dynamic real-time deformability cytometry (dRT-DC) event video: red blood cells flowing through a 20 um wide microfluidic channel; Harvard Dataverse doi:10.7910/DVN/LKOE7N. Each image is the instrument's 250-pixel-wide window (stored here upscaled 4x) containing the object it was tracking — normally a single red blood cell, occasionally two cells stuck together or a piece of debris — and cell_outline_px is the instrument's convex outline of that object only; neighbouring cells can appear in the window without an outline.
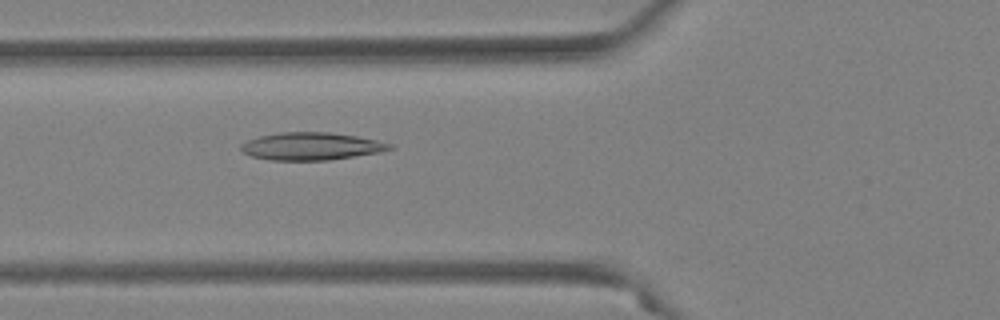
{"species": "Egyptian fruit bat (a non-hibernating species)", "species_latin": "Rousettus aegyptiacus", "temperature_condition": "warm", "stored_images_in_passage": 54, "camera_frame_rate_fps": 3000, "um_per_image_px": 0.085, "animal": {"sex": "female"}, "frame": {"image": 1, "passage_image": 21, "time_ms": 6.667, "image_size_px": [1000, 320], "cell_outline_px": [[396, 148], [380, 152], [328, 160], [268, 160], [252, 156], [244, 152], [240, 148], [240, 144], [248, 140], [260, 136], [280, 132], [328, 132], [356, 136], [376, 140], [392, 144]], "centroid_in_image_um": [26.46, 12.43], "position_along_channel_um": 99.3, "area_um2": 23.81}}
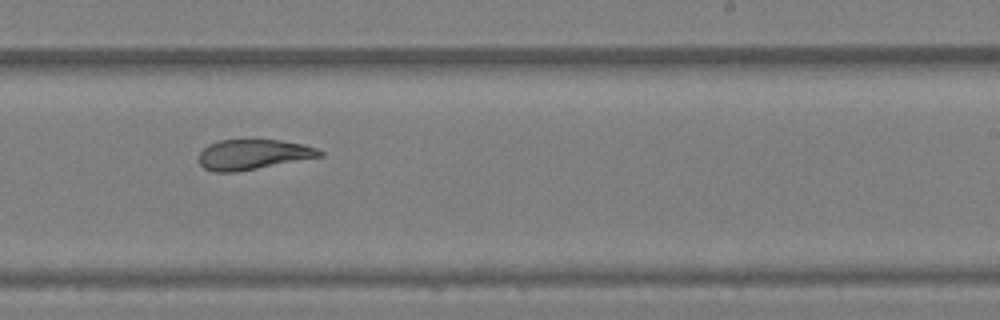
{"frame": {"image": 2, "passage_image": 34, "time_ms": 11.0, "image_size_px": [1000, 320], "cell_outline_px": [[324, 156], [236, 172], [212, 172], [204, 168], [200, 164], [200, 152], [208, 144], [220, 140], [280, 140], [304, 144], [316, 148], [324, 152]], "centroid_in_image_um": [21.53, 13.13], "position_along_channel_um": 267.5, "area_um2": 21.21}}
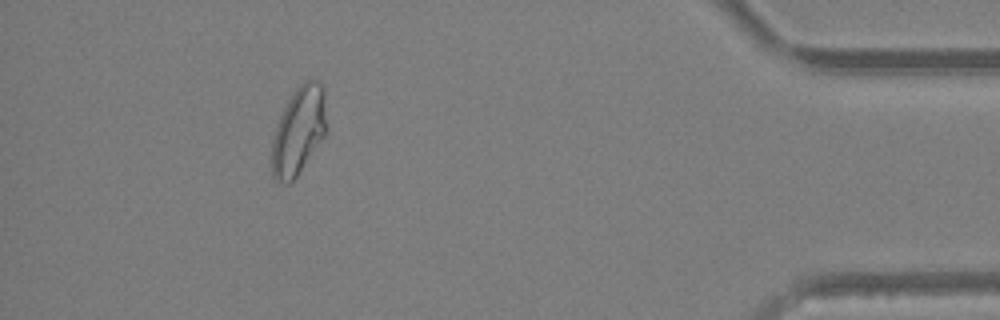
{"frame": {"image": 3, "passage_image": 49, "time_ms": 16.0, "image_size_px": [1000, 320], "cell_outline_px": [[328, 132], [296, 176], [288, 184], [284, 184], [276, 180], [272, 176], [272, 140], [280, 116], [288, 100], [296, 88], [304, 80], [316, 80], [324, 88], [328, 128]], "centroid_in_image_um": [25.42, 11.1], "position_along_channel_um": 409.8, "area_um2": 28.15}, "authors_computed_cell_mechanics": {"area_um2": 25.4609, "velocity_mm_per_s": 3.8844, "shape_relaxation_time_tau1_ms": null, "shape_relaxation_time_tau2_ms": 3.4177, "deformation_change_tau1": null, "deformation_change_tau2": 0.0917}}